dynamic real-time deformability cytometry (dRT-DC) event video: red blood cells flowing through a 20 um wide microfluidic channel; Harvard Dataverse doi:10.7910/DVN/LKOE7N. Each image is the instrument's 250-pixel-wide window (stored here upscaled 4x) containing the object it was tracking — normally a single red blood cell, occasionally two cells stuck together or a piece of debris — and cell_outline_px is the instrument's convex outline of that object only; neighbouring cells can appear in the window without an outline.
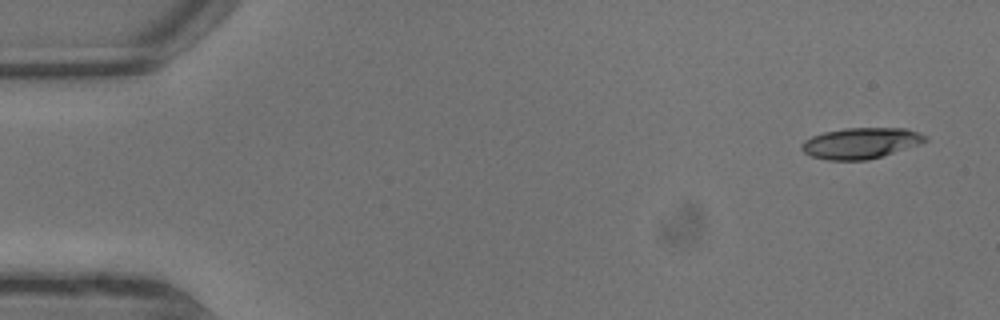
{"species": "common noctule bat (a hibernating species)", "species_latin": "Nyctalus noctula", "temperature_condition": "warm", "stored_images_in_passage": 5, "camera_frame_rate_fps": 3000, "um_per_image_px": 0.085, "animal": {"sex": "male", "body_mass_g": 13.3}, "frame": {"image": 1, "passage_image": 1, "time_ms": 0.0, "image_size_px": [1000, 320], "cell_outline_px": [[928, 140], [868, 160], [828, 160], [812, 156], [804, 152], [800, 148], [800, 144], [804, 140], [812, 136], [824, 132], [844, 128], [904, 128], [916, 132], [924, 136]], "centroid_in_image_um": [73.06, 12.16], "position_along_channel_um": 11.9, "area_um2": 21.79}}